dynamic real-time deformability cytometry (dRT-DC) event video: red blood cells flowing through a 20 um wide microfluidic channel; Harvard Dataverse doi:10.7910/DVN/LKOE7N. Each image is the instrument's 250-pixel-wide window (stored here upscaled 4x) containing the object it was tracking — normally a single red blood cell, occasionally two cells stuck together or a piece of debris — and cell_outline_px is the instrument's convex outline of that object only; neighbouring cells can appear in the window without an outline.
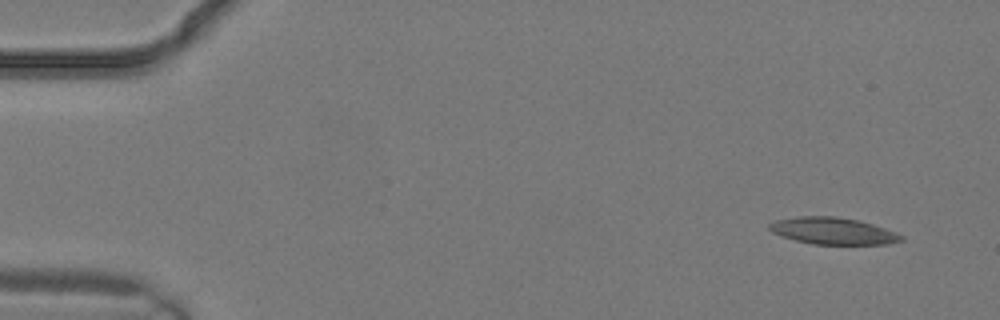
{"species": "common noctule bat (a hibernating species)", "species_latin": "Nyctalus noctula", "temperature_condition": "warm", "stored_images_in_passage": 3, "camera_frame_rate_fps": 3000, "um_per_image_px": 0.085, "animal": {"sex": "male", "body_mass_g": 19.2, "forearm_length_mm": 51.8}, "frame": {"image": 1, "passage_image": 1, "time_ms": 0.0, "image_size_px": [1000, 320], "cell_outline_px": [[904, 240], [888, 244], [812, 244], [796, 240], [772, 232], [768, 228], [768, 224], [776, 220], [796, 216], [836, 216], [856, 220], [872, 224], [896, 232], [904, 236]], "centroid_in_image_um": [70.81, 19.62], "position_along_channel_um": 14.2, "area_um2": 20.52}}